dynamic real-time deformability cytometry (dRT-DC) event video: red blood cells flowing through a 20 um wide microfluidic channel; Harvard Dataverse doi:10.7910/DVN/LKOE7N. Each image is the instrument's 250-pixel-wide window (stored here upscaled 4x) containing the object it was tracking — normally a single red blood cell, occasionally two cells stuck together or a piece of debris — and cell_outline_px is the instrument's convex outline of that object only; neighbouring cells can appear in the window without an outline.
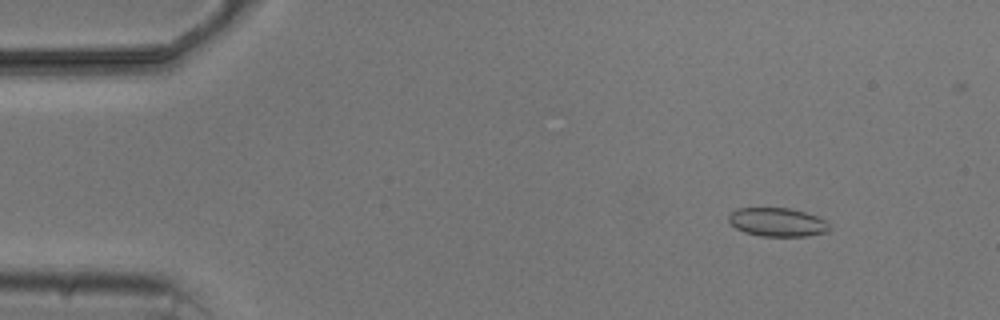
{"species": "common noctule bat (a hibernating species)", "species_latin": "Nyctalus noctula", "temperature_condition": "cold", "stored_images_in_passage": 3, "camera_frame_rate_fps": 3000, "um_per_image_px": 0.085, "animal": {"sex": "male", "body_mass_g": 20.5, "forearm_length_mm": 52.5}, "frame": {"image": 1, "passage_image": 1, "time_ms": 0.0, "image_size_px": [1000, 320], "cell_outline_px": [[832, 228], [828, 232], [808, 236], [760, 236], [744, 232], [736, 228], [728, 220], [728, 216], [736, 208], [792, 208], [816, 216], [824, 220]], "centroid_in_image_um": [66.09, 18.89], "position_along_channel_um": 18.9, "area_um2": 16.88}}
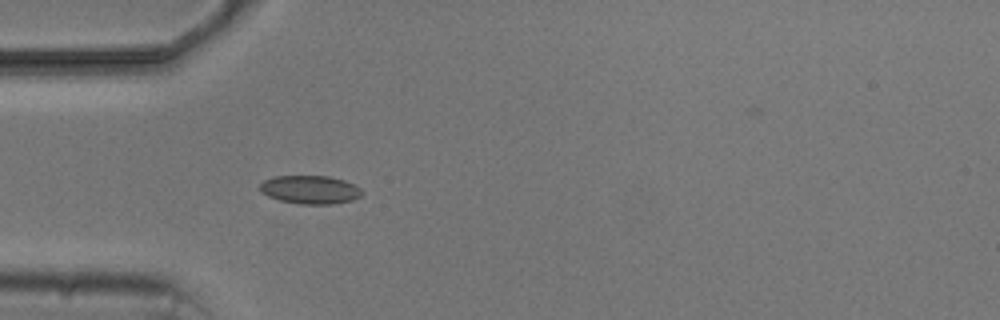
{"frame": {"image": 2, "passage_image": 3, "time_ms": 3.333, "image_size_px": [1000, 320], "cell_outline_px": [[364, 192], [360, 196], [352, 200], [332, 204], [300, 204], [280, 200], [268, 196], [260, 192], [260, 184], [264, 180], [276, 176], [328, 176], [344, 180], [360, 188]], "centroid_in_image_um": [26.36, 16.12], "position_along_channel_um": 58.6, "area_um2": 16.82}}